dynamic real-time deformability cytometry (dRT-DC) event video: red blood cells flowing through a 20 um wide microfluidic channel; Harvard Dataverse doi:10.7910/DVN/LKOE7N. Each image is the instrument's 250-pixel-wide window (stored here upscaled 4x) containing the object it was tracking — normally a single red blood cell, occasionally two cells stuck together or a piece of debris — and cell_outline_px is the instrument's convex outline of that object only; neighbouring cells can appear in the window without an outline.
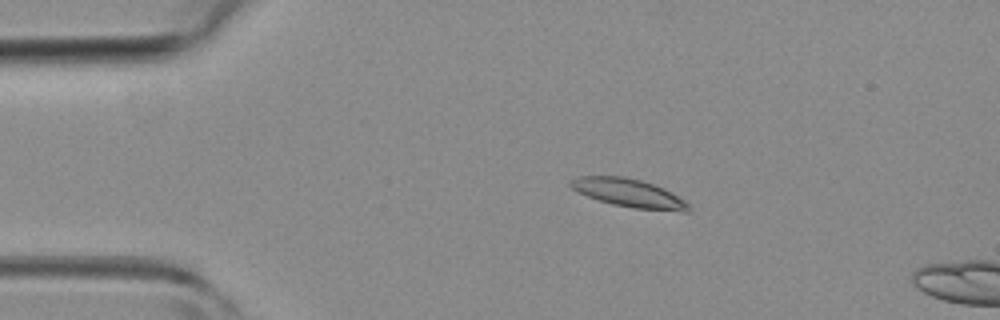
{"species": "common noctule bat (a hibernating species)", "species_latin": "Nyctalus noctula", "temperature_condition": "room temperature", "stored_images_in_passage": 3, "camera_frame_rate_fps": 3000, "um_per_image_px": 0.085, "animal": {"sex": "female", "body_mass_g": 19.3, "forearm_length_mm": 54.1}, "frame": {"image": 1, "passage_image": 2, "time_ms": 1.333, "image_size_px": [1000, 320], "cell_outline_px": [[692, 212], [680, 212], [632, 208], [612, 204], [588, 196], [572, 188], [568, 184], [572, 180], [580, 176], [624, 176], [640, 180], [664, 188], [684, 200], [692, 208]], "centroid_in_image_um": [53.52, 16.43], "position_along_channel_um": 31.5, "area_um2": 19.42}}